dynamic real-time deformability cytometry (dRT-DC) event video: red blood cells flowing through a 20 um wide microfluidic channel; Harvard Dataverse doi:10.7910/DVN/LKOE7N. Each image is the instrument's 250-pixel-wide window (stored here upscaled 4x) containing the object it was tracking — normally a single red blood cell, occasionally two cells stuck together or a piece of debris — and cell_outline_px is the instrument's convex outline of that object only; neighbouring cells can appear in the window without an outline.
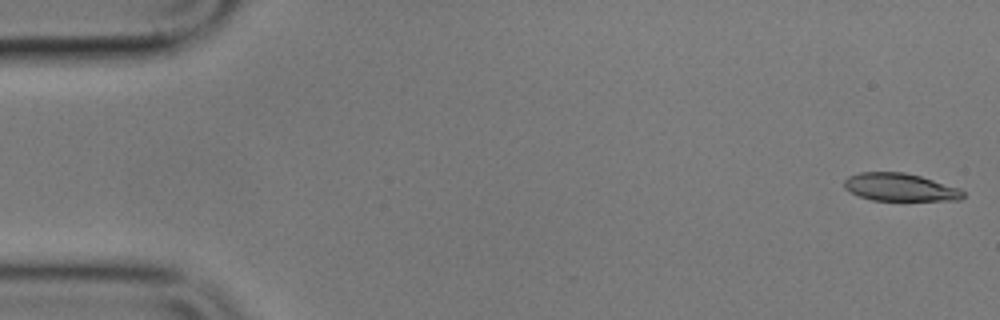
{"species": "common noctule bat (a hibernating species)", "species_latin": "Nyctalus noctula", "temperature_condition": "cold", "stored_images_in_passage": 5, "camera_frame_rate_fps": 3000, "um_per_image_px": 0.085, "animal": {"sex": "male", "body_mass_g": 17.9}, "frame": {"image": 1, "passage_image": 1, "time_ms": 0.0, "image_size_px": [1000, 320], "cell_outline_px": [[964, 196], [960, 200], [872, 200], [860, 196], [844, 188], [844, 180], [848, 176], [860, 172], [904, 172], [920, 176], [960, 188], [964, 192]], "centroid_in_image_um": [76.5, 15.91], "position_along_channel_um": 8.5, "area_um2": 19.13}}
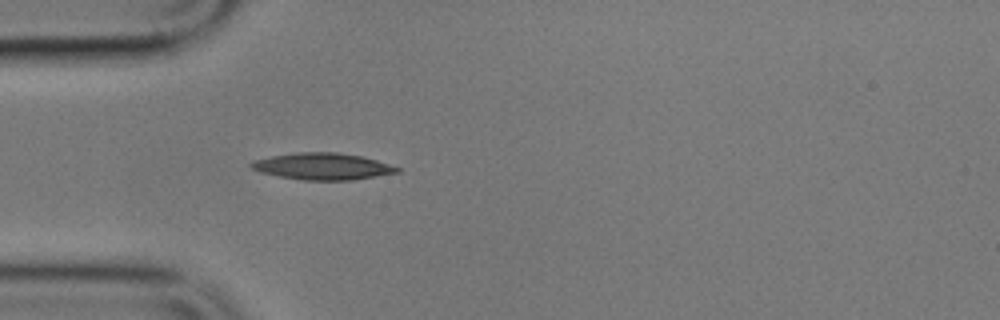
{"frame": {"image": 2, "passage_image": 5, "time_ms": 5.333, "image_size_px": [1000, 320], "cell_outline_px": [[400, 172], [352, 180], [304, 180], [280, 176], [260, 172], [252, 168], [248, 164], [252, 160], [272, 156], [296, 152], [336, 152], [360, 156], [376, 160], [400, 168]], "centroid_in_image_um": [27.39, 14.14], "position_along_channel_um": 57.6, "area_um2": 22.54}}